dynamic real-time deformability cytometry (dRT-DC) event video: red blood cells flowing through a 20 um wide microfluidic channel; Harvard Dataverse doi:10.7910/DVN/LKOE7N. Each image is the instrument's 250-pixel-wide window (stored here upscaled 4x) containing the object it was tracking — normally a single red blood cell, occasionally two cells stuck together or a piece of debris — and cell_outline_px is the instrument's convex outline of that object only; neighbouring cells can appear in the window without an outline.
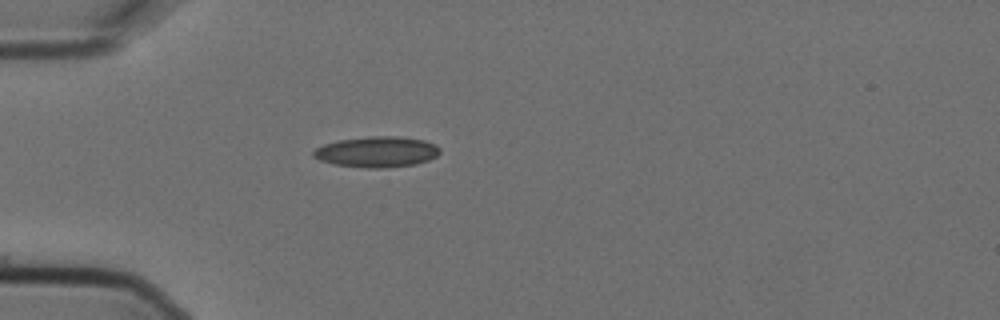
{"species": "Egyptian fruit bat (a non-hibernating species)", "species_latin": "Rousettus aegyptiacus", "temperature_condition": "cold", "stored_images_in_passage": 2, "camera_frame_rate_fps": 3000, "um_per_image_px": 0.085, "animal": {"sex": "female"}, "frame": {"image": 1, "passage_image": 2, "time_ms": 0.333, "image_size_px": [1000, 320], "cell_outline_px": [[440, 152], [436, 156], [428, 160], [416, 164], [384, 168], [368, 168], [336, 164], [320, 160], [312, 156], [312, 152], [316, 148], [324, 144], [340, 140], [372, 136], [396, 136], [424, 140], [436, 144], [440, 148]], "centroid_in_image_um": [32.06, 12.9], "position_along_channel_um": 52.9, "area_um2": 22.54}}